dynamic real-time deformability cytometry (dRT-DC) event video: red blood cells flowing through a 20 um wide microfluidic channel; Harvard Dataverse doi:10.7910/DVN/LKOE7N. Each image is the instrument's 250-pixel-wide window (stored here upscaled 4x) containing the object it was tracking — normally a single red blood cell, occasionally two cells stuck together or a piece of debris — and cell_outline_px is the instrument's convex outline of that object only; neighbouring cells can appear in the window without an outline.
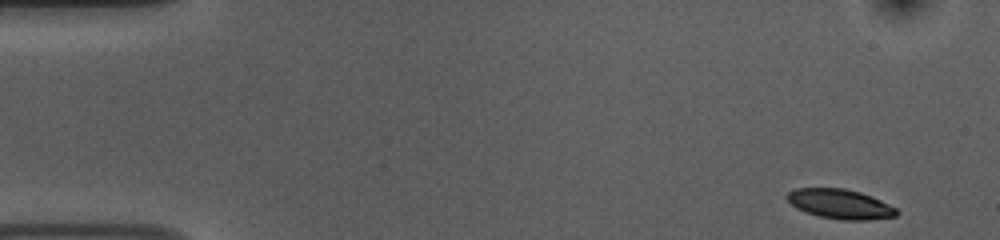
{"species": "common noctule bat (a hibernating species)", "species_latin": "Nyctalus noctula", "temperature_condition": "room temperature", "stored_images_in_passage": 40, "camera_frame_rate_fps": 3000, "um_per_image_px": 0.085, "animal": {"sex": "female", "body_mass_g": 10.0, "forearm_length_mm": 53.1}, "frame": {"image": 1, "passage_image": 1, "time_ms": 0.0, "image_size_px": [1000, 240], "cell_outline_px": [[900, 212], [896, 216], [868, 220], [840, 220], [820, 216], [796, 208], [784, 196], [788, 192], [796, 188], [844, 188], [860, 192], [872, 196], [896, 208]], "centroid_in_image_um": [71.42, 17.34], "position_along_channel_um": 13.6, "area_um2": 18.9}}
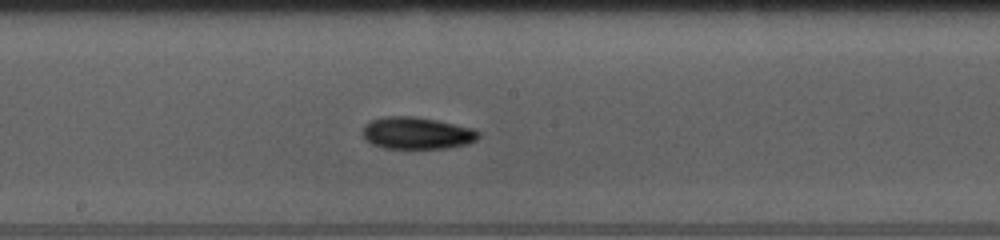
{"frame": {"image": 2, "passage_image": 26, "time_ms": 8.333, "image_size_px": [1000, 240], "cell_outline_px": [[480, 136], [476, 140], [468, 144], [448, 148], [384, 148], [372, 144], [360, 132], [364, 124], [368, 120], [384, 116], [412, 116], [436, 120], [472, 128], [480, 132]], "centroid_in_image_um": [35.4, 11.31], "position_along_channel_um": 212.8, "area_um2": 21.79}}
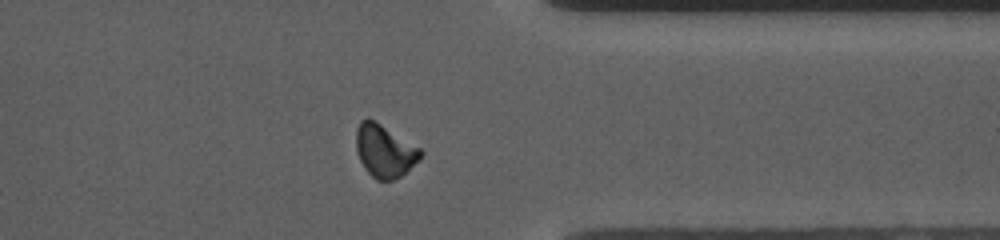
{"frame": {"image": 3, "passage_image": 40, "time_ms": 13.0, "image_size_px": [1000, 240], "cell_outline_px": [[424, 152], [420, 160], [400, 176], [392, 180], [376, 180], [364, 168], [356, 152], [356, 128], [360, 120], [376, 120], [420, 148]], "centroid_in_image_um": [32.69, 12.82], "position_along_channel_um": 378.7, "area_um2": 19.83}, "authors_computed_cell_mechanics": {"area_um2": 20.1144, "velocity_mm_per_s": 3.7098, "shape_relaxation_time_tau1_ms": 2.6836, "shape_relaxation_time_tau2_ms": 10.8835, "deformation_change_tau1": 0.1333, "deformation_change_tau2": 0.1753}}